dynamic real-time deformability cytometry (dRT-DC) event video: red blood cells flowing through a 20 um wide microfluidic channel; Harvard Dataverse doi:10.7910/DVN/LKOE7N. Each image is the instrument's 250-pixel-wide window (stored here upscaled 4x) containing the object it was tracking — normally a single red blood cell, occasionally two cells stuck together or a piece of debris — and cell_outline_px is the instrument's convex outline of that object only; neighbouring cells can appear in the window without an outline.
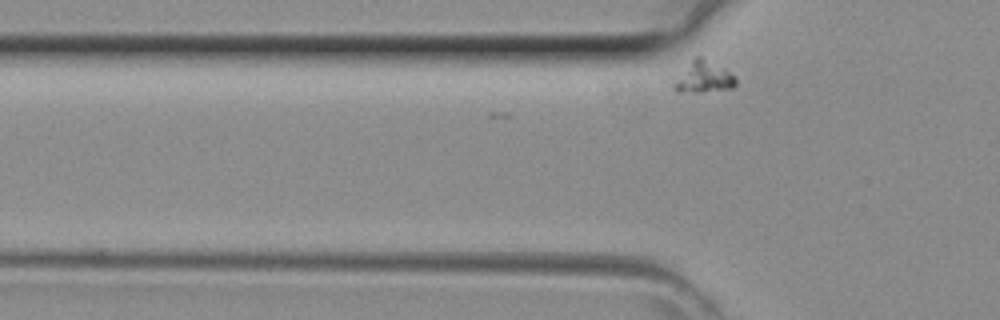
{"species": "common noctule bat (a hibernating species)", "species_latin": "Nyctalus noctula", "temperature_condition": "room temperature", "stored_images_in_passage": 2, "camera_frame_rate_fps": 3000, "um_per_image_px": 0.085, "animal": {"sex": "female", "body_mass_g": 29.2, "forearm_length_mm": 56.3}, "frame": {"image": 1, "passage_image": 2, "time_ms": 0.333, "image_size_px": [1000, 320], "cell_outline_px": [[736, 84], [732, 88], [700, 92], [676, 92], [676, 84], [692, 56], [704, 56], [736, 76]], "centroid_in_image_um": [59.88, 6.52], "position_along_channel_um": 65.9, "area_um2": 11.04}}